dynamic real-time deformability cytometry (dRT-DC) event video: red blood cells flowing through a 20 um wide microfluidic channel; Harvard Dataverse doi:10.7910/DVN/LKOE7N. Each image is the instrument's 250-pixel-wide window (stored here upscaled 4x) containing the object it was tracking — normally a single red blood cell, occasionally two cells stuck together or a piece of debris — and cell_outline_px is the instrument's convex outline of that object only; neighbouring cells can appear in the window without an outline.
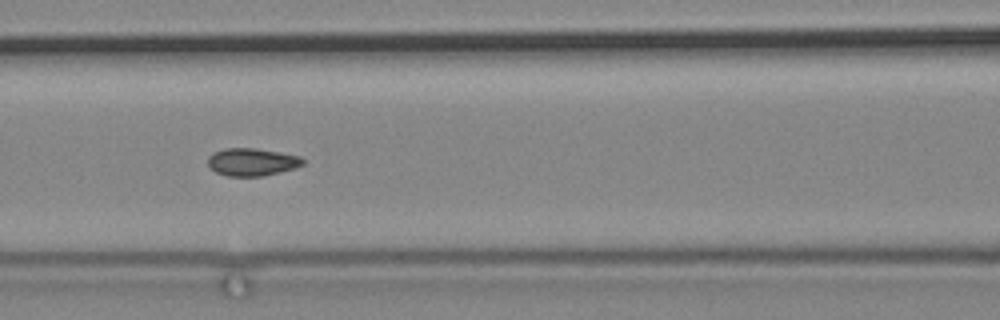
{"species": "common noctule bat (a hibernating species)", "species_latin": "Nyctalus noctula", "temperature_condition": "cold", "stored_images_in_passage": 55, "segment_of_instrument_passage": [2, 2], "camera_frame_rate_fps": 3000, "um_per_image_px": 0.085, "animal": {"sex": "male", "body_mass_g": 19.2, "forearm_length_mm": 51.8}, "frame": {"image": 1, "passage_image": 19, "time_ms": 6.0, "image_size_px": [1000, 320], "cell_outline_px": [[304, 164], [296, 168], [264, 176], [228, 176], [216, 172], [208, 164], [208, 156], [212, 152], [224, 148], [256, 148], [280, 152], [300, 156], [304, 160]], "centroid_in_image_um": [21.43, 13.76], "position_along_channel_um": 145.2, "area_um2": 15.43}}
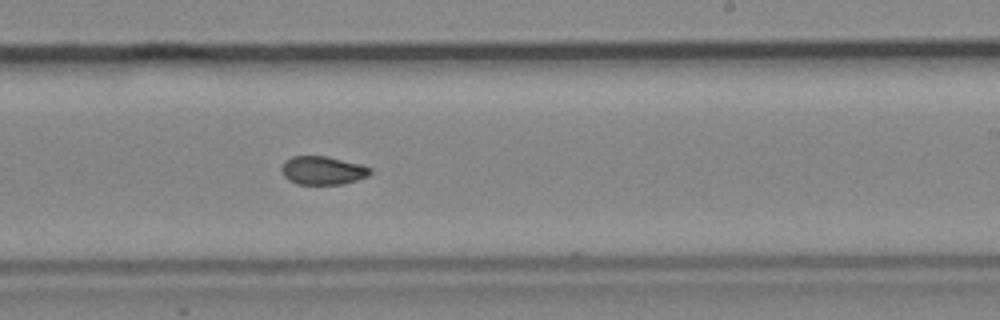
{"frame": {"image": 2, "passage_image": 30, "time_ms": 9.667, "image_size_px": [1000, 320], "cell_outline_px": [[372, 172], [368, 176], [344, 184], [296, 184], [288, 180], [284, 176], [280, 168], [284, 160], [292, 156], [328, 156], [360, 164], [372, 168]], "centroid_in_image_um": [27.41, 14.48], "position_along_channel_um": 261.6, "area_um2": 14.85}}
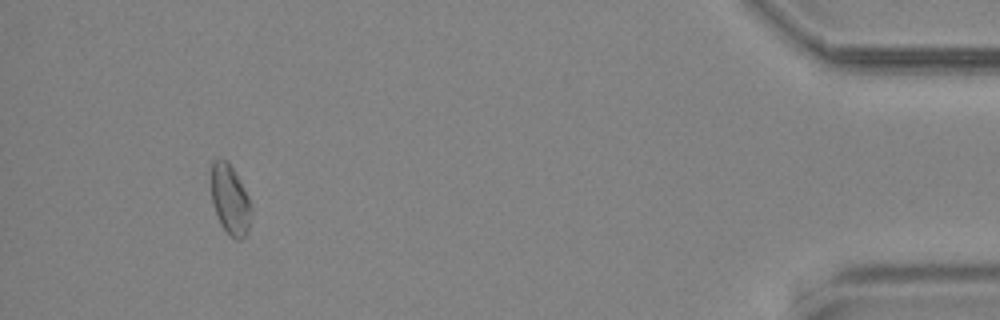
{"frame": {"image": 3, "passage_image": 51, "time_ms": 16.667, "image_size_px": [1000, 320], "cell_outline_px": [[252, 212], [248, 232], [240, 240], [236, 240], [228, 236], [220, 224], [212, 204], [212, 160], [220, 156], [228, 160], [244, 188], [252, 204]], "centroid_in_image_um": [19.57, 16.98], "position_along_channel_um": 415.6, "area_um2": 16.7}}